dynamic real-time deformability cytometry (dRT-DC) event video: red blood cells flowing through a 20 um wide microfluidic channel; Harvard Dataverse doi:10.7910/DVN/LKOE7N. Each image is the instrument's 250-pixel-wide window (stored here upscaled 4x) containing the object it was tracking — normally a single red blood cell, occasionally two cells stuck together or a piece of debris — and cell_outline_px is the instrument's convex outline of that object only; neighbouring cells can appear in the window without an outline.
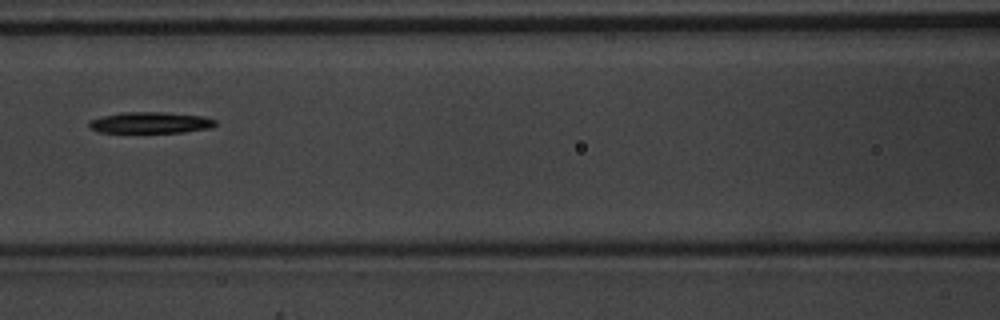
{"species": "common noctule bat (a hibernating species)", "species_latin": "Nyctalus noctula", "temperature_condition": "warm", "stored_images_in_passage": 6, "camera_frame_rate_fps": 3000, "um_per_image_px": 0.085, "animal": {"sex": "male", "body_mass_g": 20.1, "forearm_length_mm": 53.5}, "frame": {"image": 1, "passage_image": 6, "time_ms": 1.667, "image_size_px": [1000, 320], "cell_outline_px": [[216, 124], [212, 128], [184, 132], [100, 132], [88, 128], [88, 120], [120, 112], [164, 112], [204, 116], [216, 120]], "centroid_in_image_um": [12.79, 10.42], "position_along_channel_um": 153.8, "area_um2": 15.72}}